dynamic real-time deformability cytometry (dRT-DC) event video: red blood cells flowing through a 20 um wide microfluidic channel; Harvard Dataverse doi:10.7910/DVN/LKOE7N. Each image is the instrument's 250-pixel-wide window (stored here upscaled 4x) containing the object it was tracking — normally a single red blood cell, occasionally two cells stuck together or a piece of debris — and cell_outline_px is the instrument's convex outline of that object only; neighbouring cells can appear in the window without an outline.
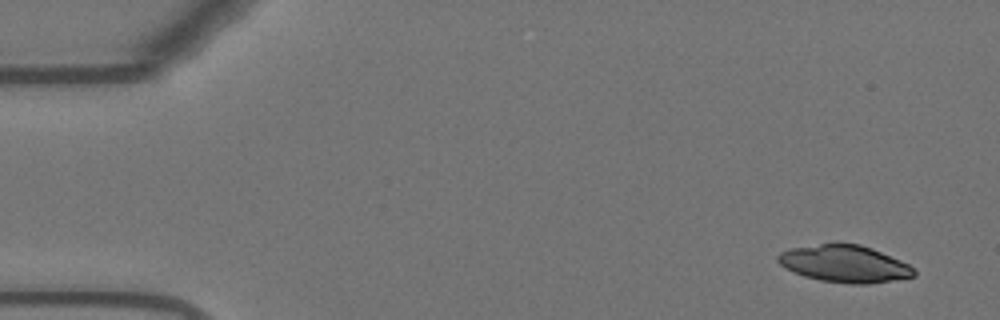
{"species": "Egyptian fruit bat (a non-hibernating species)", "species_latin": "Rousettus aegyptiacus", "temperature_condition": "warm", "stored_images_in_passage": 52, "camera_frame_rate_fps": 3000, "um_per_image_px": 0.085, "animal": {"sex": "female"}, "frame": {"image": 1, "passage_image": 1, "time_ms": 0.0, "image_size_px": [1000, 320], "cell_outline_px": [[916, 276], [868, 284], [852, 284], [820, 280], [804, 276], [792, 272], [784, 268], [776, 260], [776, 256], [780, 252], [792, 248], [836, 240], [860, 244], [872, 248], [900, 260], [908, 264], [916, 272]], "centroid_in_image_um": [71.74, 22.38], "position_along_channel_um": 13.3, "area_um2": 30.0}}
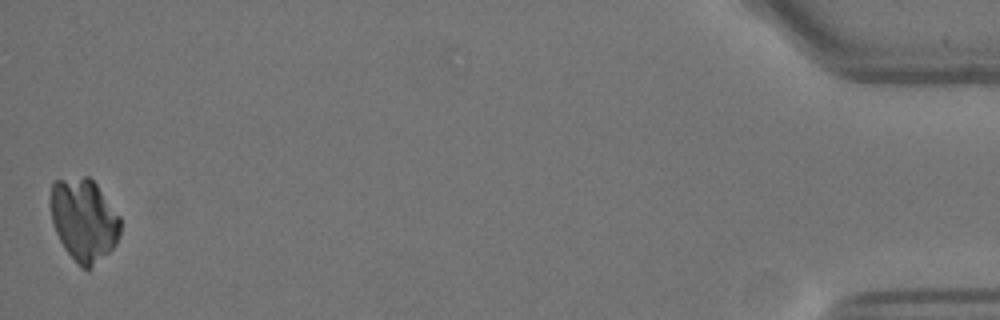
{"frame": {"image": 2, "passage_image": 52, "time_ms": 17.0, "image_size_px": [1000, 320], "cell_outline_px": [[120, 236], [116, 244], [88, 272], [80, 268], [64, 248], [56, 232], [52, 220], [48, 200], [52, 184], [56, 180], [84, 176], [88, 176], [96, 184], [120, 216]], "centroid_in_image_um": [7.11, 18.71], "position_along_channel_um": 428.1, "area_um2": 34.04}}